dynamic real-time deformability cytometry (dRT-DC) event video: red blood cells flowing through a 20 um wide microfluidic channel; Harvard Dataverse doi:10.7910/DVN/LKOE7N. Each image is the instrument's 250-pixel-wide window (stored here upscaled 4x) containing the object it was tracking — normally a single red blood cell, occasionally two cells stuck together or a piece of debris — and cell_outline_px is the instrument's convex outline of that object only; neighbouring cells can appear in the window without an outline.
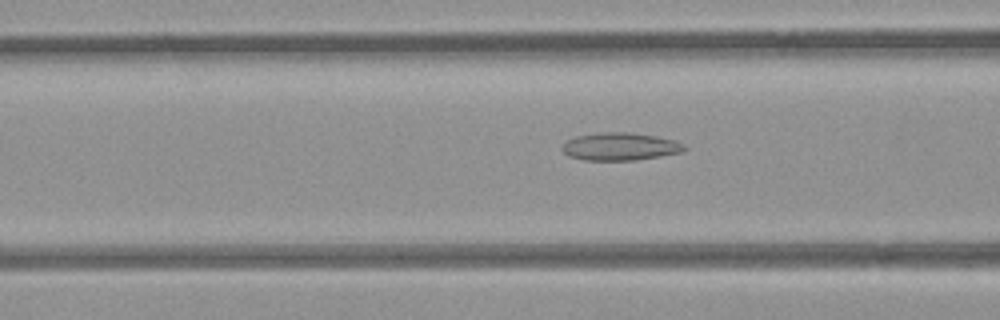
{"species": "common noctule bat (a hibernating species)", "species_latin": "Nyctalus noctula", "temperature_condition": "room temperature", "stored_images_in_passage": 54, "camera_frame_rate_fps": 3000, "um_per_image_px": 0.085, "animal": {"sex": "female", "body_mass_g": 21.9}, "frame": {"image": 1, "passage_image": 21, "time_ms": 6.667, "image_size_px": [1000, 320], "cell_outline_px": [[688, 148], [684, 152], [636, 160], [584, 160], [568, 156], [560, 148], [568, 140], [576, 136], [604, 132], [628, 132], [656, 136], [676, 140], [684, 144]], "centroid_in_image_um": [52.75, 12.46], "position_along_channel_um": 113.9, "area_um2": 19.83}}
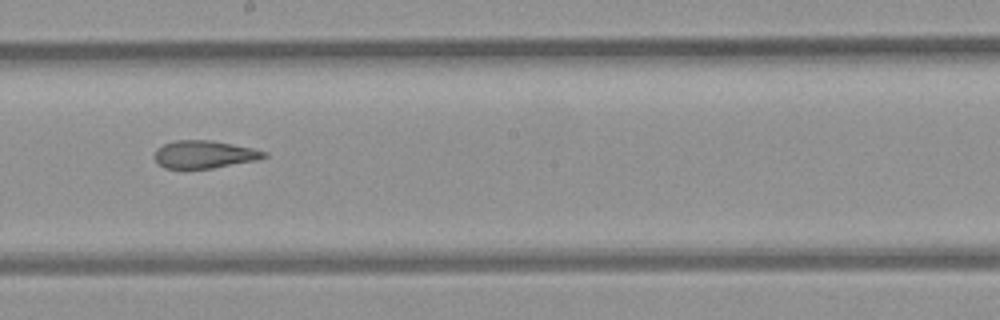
{"frame": {"image": 2, "passage_image": 30, "time_ms": 9.667, "image_size_px": [1000, 320], "cell_outline_px": [[268, 156], [256, 160], [212, 168], [164, 168], [152, 156], [156, 148], [164, 144], [176, 140], [212, 140], [252, 148], [268, 152]], "centroid_in_image_um": [17.35, 13.11], "position_along_channel_um": 230.9, "area_um2": 17.63}}
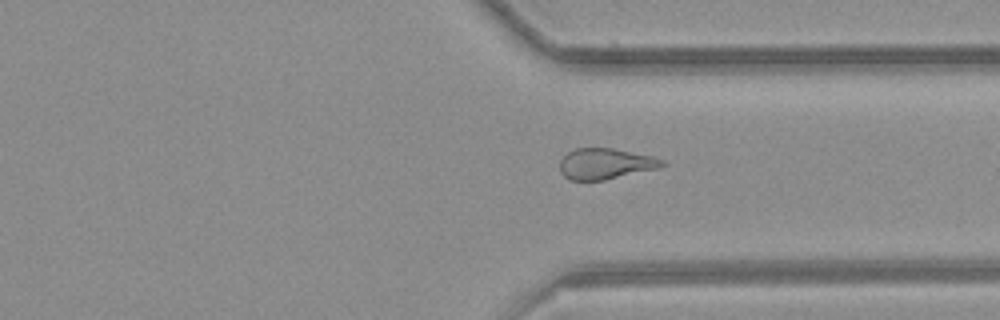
{"frame": {"image": 3, "passage_image": 40, "time_ms": 13.0, "image_size_px": [1000, 320], "cell_outline_px": [[668, 164], [660, 168], [604, 180], [568, 180], [560, 172], [560, 160], [568, 152], [576, 148], [612, 148], [652, 156]], "centroid_in_image_um": [51.45, 13.92], "position_along_channel_um": 360.0, "area_um2": 18.38}, "authors_computed_cell_mechanics": {"area_um2": 20.5768, "velocity_mm_per_s": 3.8875, "shape_relaxation_time_tau1_ms": null, "shape_relaxation_time_tau2_ms": 2.4941, "deformation_change_tau1": null, "deformation_change_tau2": 0.1065}}